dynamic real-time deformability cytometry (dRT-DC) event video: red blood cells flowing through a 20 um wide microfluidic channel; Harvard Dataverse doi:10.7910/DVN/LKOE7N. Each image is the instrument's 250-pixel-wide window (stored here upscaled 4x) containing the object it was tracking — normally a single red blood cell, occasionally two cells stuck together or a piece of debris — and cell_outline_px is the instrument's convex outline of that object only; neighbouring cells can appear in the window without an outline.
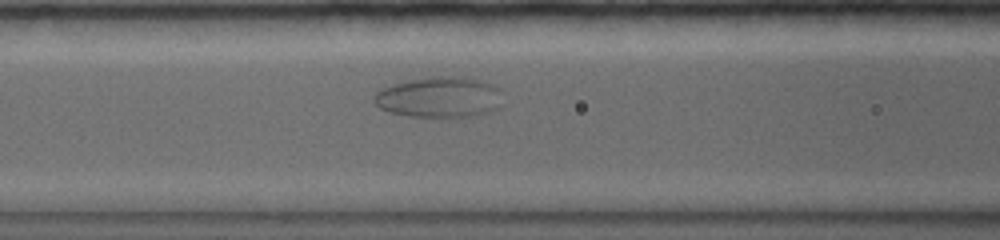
{"species": "common noctule bat (a hibernating species)", "species_latin": "Nyctalus noctula", "temperature_condition": "warm", "stored_images_in_passage": 23, "camera_frame_rate_fps": 5000, "um_per_image_px": 0.085, "animal": {"sex": "female", "body_mass_g": 19.0, "forearm_length_mm": 56.7}, "frame": {"image": 1, "passage_image": 6, "time_ms": 3.2, "image_size_px": [1000, 240], "cell_outline_px": [[500, 108], [472, 116], [408, 116], [392, 112], [380, 108], [372, 100], [372, 96], [376, 92], [392, 84], [428, 76], [460, 76], [480, 80], [492, 84], [500, 88]], "centroid_in_image_um": [37.34, 8.24], "position_along_channel_um": 129.3, "area_um2": 30.4}}
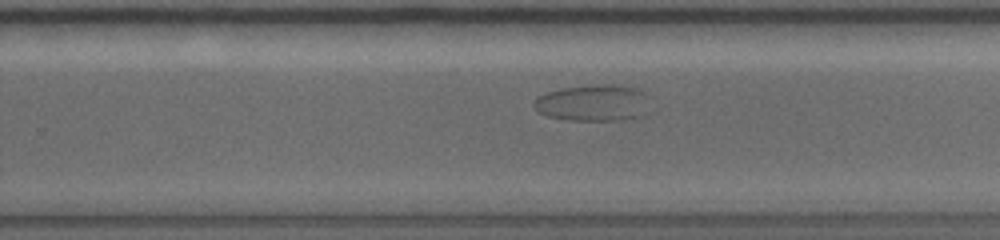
{"frame": {"image": 2, "passage_image": 13, "time_ms": 7.6, "image_size_px": [1000, 240], "cell_outline_px": [[648, 112], [644, 116], [624, 120], [564, 120], [548, 116], [540, 112], [532, 104], [540, 96], [548, 92], [564, 88], [592, 84], [620, 84], [640, 88], [648, 96]], "centroid_in_image_um": [50.52, 8.74], "position_along_channel_um": 279.3, "area_um2": 25.09}}
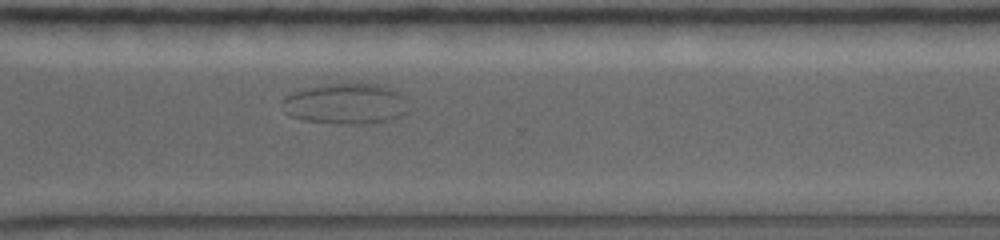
{"frame": {"image": 3, "passage_image": 16, "time_ms": 9.4, "image_size_px": [1000, 240], "cell_outline_px": [[408, 112], [404, 116], [392, 120], [372, 124], [340, 124], [304, 120], [292, 116], [284, 112], [280, 104], [284, 96], [292, 92], [304, 88], [324, 84], [376, 84], [392, 88], [400, 92], [404, 96]], "centroid_in_image_um": [29.4, 8.83], "position_along_channel_um": 341.2, "area_um2": 30.52}}